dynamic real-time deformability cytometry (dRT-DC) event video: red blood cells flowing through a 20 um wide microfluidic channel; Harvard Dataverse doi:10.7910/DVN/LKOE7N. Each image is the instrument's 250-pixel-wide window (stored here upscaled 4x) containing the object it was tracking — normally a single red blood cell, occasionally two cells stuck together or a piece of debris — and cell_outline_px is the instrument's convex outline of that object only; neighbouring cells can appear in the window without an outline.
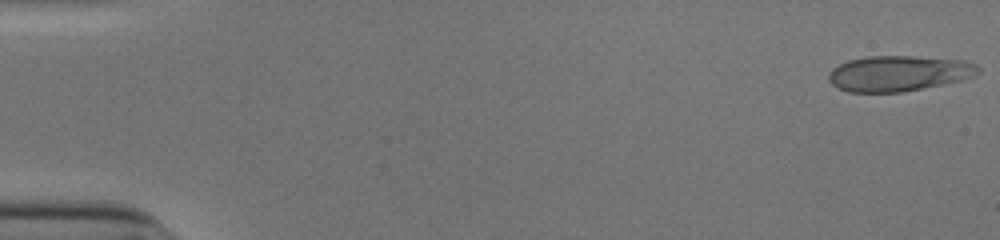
{"species": "human", "species_latin": "Homo sapiens", "temperature_condition": "cold", "stored_images_in_passage": 52, "camera_frame_rate_fps": 3000, "um_per_image_px": 0.085, "donor": {"sex": "male"}, "frame": {"image": 1, "passage_image": 1, "time_ms": 0.0, "image_size_px": [1000, 240], "cell_outline_px": [[980, 72], [976, 76], [960, 80], [900, 92], [848, 92], [836, 88], [828, 80], [828, 72], [832, 68], [848, 60], [868, 56], [912, 56], [964, 60], [976, 64], [980, 68]], "centroid_in_image_um": [76.36, 6.23], "position_along_channel_um": 8.6, "area_um2": 30.98}}
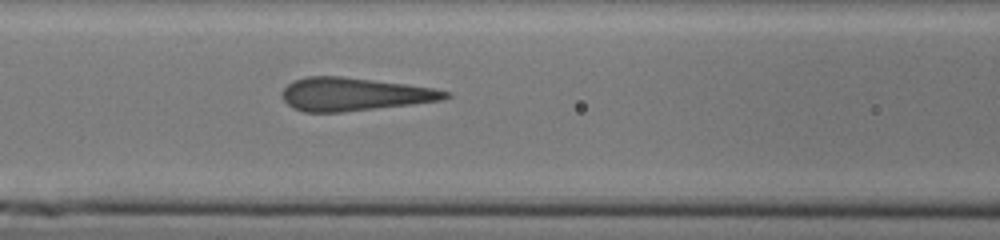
{"frame": {"image": 2, "passage_image": 23, "time_ms": 7.333, "image_size_px": [1000, 240], "cell_outline_px": [[452, 96], [444, 100], [412, 104], [344, 112], [304, 112], [292, 108], [284, 100], [280, 92], [288, 84], [296, 80], [308, 76], [340, 76], [404, 84], [432, 88], [452, 92]], "centroid_in_image_um": [30.11, 8.02], "position_along_channel_um": 136.5, "area_um2": 31.44}}
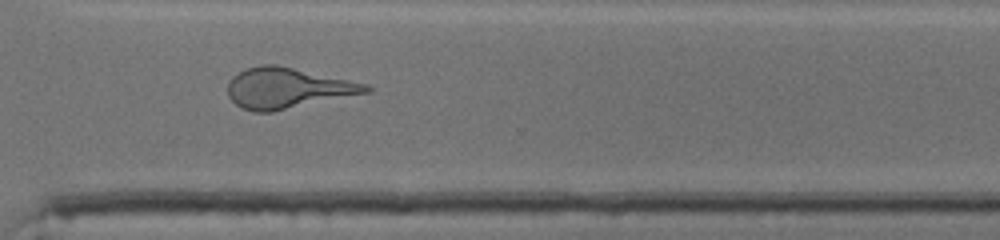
{"frame": {"image": 3, "passage_image": 39, "time_ms": 12.667, "image_size_px": [1000, 240], "cell_outline_px": [[372, 92], [272, 112], [252, 112], [240, 108], [228, 96], [228, 80], [232, 76], [248, 68], [264, 64], [276, 64], [368, 84], [372, 88]], "centroid_in_image_um": [24.44, 7.5], "position_along_channel_um": 346.2, "area_um2": 32.83}}